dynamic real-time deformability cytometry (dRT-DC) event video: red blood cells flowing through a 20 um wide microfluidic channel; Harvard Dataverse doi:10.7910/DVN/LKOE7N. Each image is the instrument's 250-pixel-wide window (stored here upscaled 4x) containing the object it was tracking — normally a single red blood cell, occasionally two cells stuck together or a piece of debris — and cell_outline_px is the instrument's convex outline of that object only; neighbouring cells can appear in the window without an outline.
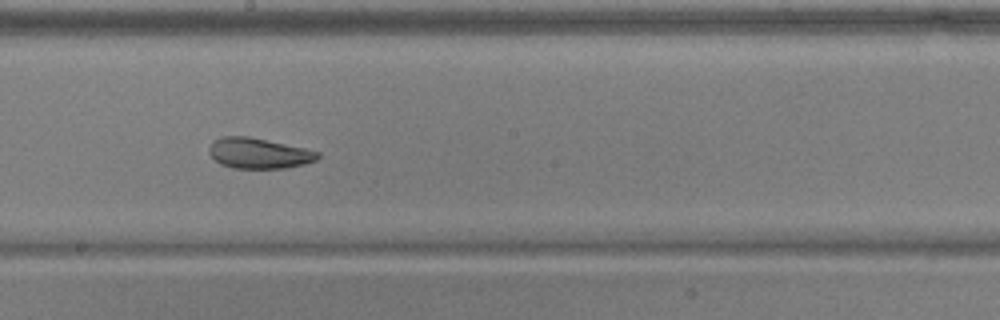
{"species": "common noctule bat (a hibernating species)", "species_latin": "Nyctalus noctula", "temperature_condition": "warm", "stored_images_in_passage": 35, "camera_frame_rate_fps": 3000, "um_per_image_px": 0.085, "animal": {"sex": "male", "body_mass_g": 17.9, "forearm_length_mm": 54.2}, "frame": {"image": 1, "passage_image": 16, "time_ms": 5.0, "image_size_px": [1000, 320], "cell_outline_px": [[320, 156], [316, 160], [304, 164], [284, 168], [232, 168], [220, 164], [208, 152], [208, 148], [212, 140], [220, 136], [248, 136], [304, 148], [320, 152]], "centroid_in_image_um": [21.96, 13.02], "position_along_channel_um": 226.2, "area_um2": 19.36}, "authors_computed_cell_mechanics": {"area_um2": 20.8658, "velocity_mm_per_s": 3.8901, "shape_relaxation_time_tau1_ms": 9.6992, "shape_relaxation_time_tau2_ms": 1.9003, "deformation_change_tau1": 0.185, "deformation_change_tau2": 0.0817}}